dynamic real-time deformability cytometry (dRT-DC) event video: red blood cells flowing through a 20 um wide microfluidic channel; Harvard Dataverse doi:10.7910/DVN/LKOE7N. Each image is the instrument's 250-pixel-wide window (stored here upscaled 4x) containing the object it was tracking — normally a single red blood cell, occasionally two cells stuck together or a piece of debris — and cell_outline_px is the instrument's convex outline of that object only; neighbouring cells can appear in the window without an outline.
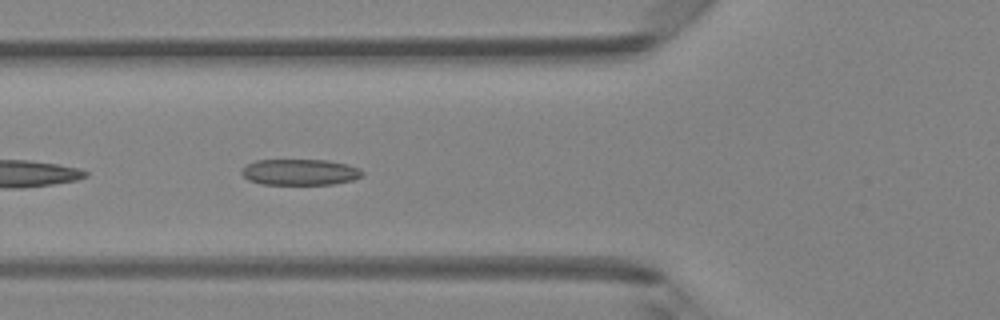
{"species": "Egyptian fruit bat (a non-hibernating species)", "species_latin": "Rousettus aegyptiacus", "temperature_condition": "room temperature", "stored_images_in_passage": 26, "camera_frame_rate_fps": 3000, "um_per_image_px": 0.085, "animal": {"sex": "female"}, "frame": {"image": 1, "passage_image": 8, "time_ms": 2.333, "image_size_px": [1000, 320], "cell_outline_px": [[364, 176], [352, 180], [332, 184], [260, 184], [248, 180], [240, 172], [248, 164], [256, 160], [328, 160], [348, 164], [360, 168], [364, 172]], "centroid_in_image_um": [25.53, 14.63], "position_along_channel_um": 100.3, "area_um2": 18.38}}